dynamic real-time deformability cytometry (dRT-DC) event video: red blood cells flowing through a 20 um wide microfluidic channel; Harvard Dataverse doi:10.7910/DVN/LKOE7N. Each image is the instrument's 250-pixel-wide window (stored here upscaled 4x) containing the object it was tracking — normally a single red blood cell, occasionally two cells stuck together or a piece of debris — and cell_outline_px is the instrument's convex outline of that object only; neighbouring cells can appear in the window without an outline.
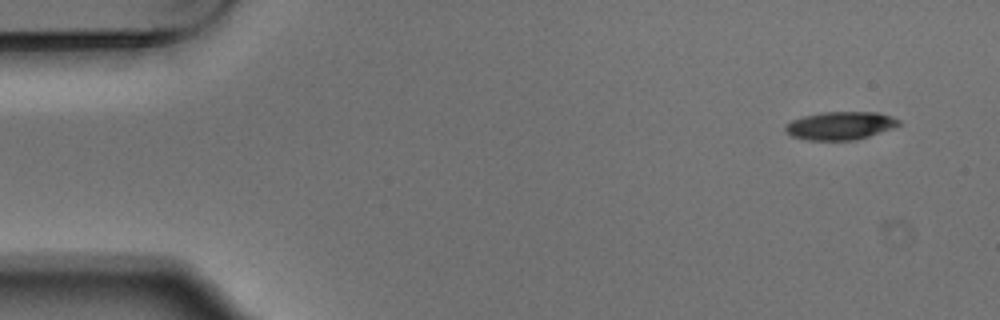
{"species": "Egyptian fruit bat (a non-hibernating species)", "species_latin": "Rousettus aegyptiacus", "temperature_condition": "warm", "stored_images_in_passage": 5, "camera_frame_rate_fps": 3000, "um_per_image_px": 0.085, "animal": {"sex": "male"}, "frame": {"image": 1, "passage_image": 1, "time_ms": 0.0, "image_size_px": [1000, 320], "cell_outline_px": [[900, 124], [892, 128], [856, 140], [804, 140], [792, 136], [784, 128], [784, 124], [792, 120], [804, 116], [820, 112], [880, 112], [892, 116], [900, 120]], "centroid_in_image_um": [71.41, 10.67], "position_along_channel_um": 13.6, "area_um2": 18.61}}